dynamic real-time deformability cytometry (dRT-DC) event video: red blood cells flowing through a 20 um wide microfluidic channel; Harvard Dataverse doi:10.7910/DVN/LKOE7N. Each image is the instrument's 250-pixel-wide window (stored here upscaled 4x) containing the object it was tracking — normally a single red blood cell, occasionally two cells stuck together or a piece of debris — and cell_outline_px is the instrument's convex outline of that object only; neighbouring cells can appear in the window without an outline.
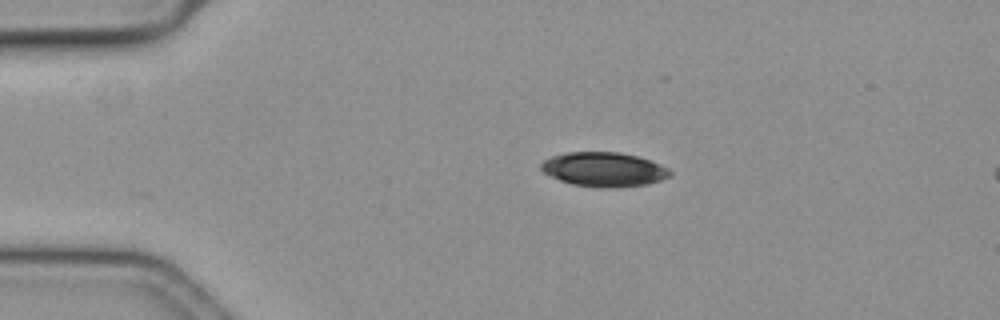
{"species": "common noctule bat (a hibernating species)", "species_latin": "Nyctalus noctula", "temperature_condition": "cold", "stored_images_in_passage": 35, "camera_frame_rate_fps": 3000, "um_per_image_px": 0.085, "animal": {"sex": "female", "body_mass_g": 19.3, "forearm_length_mm": 54.1}, "frame": {"image": 1, "passage_image": 1, "time_ms": 0.0, "image_size_px": [1000, 320], "cell_outline_px": [[672, 176], [648, 184], [620, 188], [600, 188], [572, 184], [548, 176], [540, 168], [540, 164], [544, 160], [552, 156], [564, 152], [620, 152], [636, 156], [660, 164], [668, 168], [672, 172]], "centroid_in_image_um": [51.33, 14.41], "position_along_channel_um": 33.7, "area_um2": 26.07}}
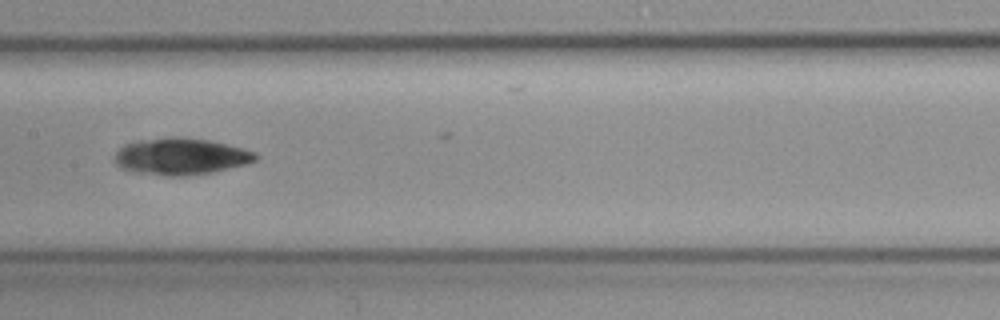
{"frame": {"image": 2, "passage_image": 18, "time_ms": 5.667, "image_size_px": [1000, 320], "cell_outline_px": [[260, 156], [256, 160], [248, 164], [212, 172], [184, 176], [164, 176], [132, 172], [120, 168], [116, 164], [116, 152], [124, 144], [140, 140], [172, 136], [176, 136], [212, 140], [244, 148], [256, 152]], "centroid_in_image_um": [15.4, 13.29], "position_along_channel_um": 192.0, "area_um2": 30.58}}
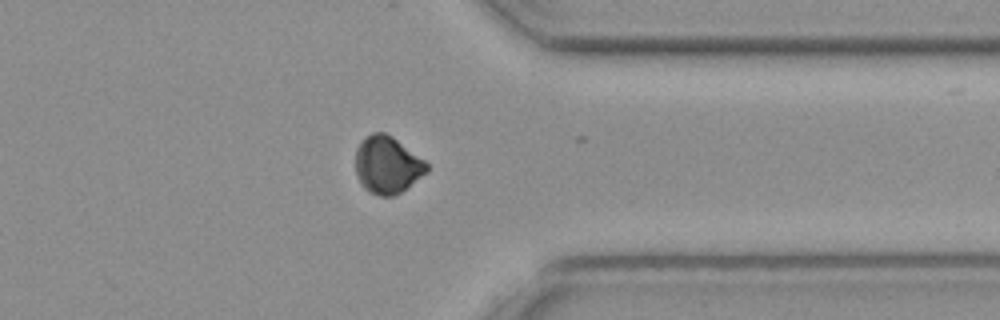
{"frame": {"image": 3, "passage_image": 34, "time_ms": 11.0, "image_size_px": [1000, 320], "cell_outline_px": [[428, 172], [400, 192], [392, 196], [380, 196], [368, 192], [360, 184], [356, 176], [356, 148], [360, 140], [372, 132], [384, 132], [392, 136], [424, 160], [428, 164]], "centroid_in_image_um": [32.89, 14.01], "position_along_channel_um": 378.5, "area_um2": 23.87}, "authors_computed_cell_mechanics": {"area_um2": 27.8596, "velocity_mm_per_s": 3.6179, "shape_relaxation_time_tau1_ms": 4.7891, "shape_relaxation_time_tau2_ms": 7.4791, "deformation_change_tau1": 0.1375, "deformation_change_tau2": 0.0718}}